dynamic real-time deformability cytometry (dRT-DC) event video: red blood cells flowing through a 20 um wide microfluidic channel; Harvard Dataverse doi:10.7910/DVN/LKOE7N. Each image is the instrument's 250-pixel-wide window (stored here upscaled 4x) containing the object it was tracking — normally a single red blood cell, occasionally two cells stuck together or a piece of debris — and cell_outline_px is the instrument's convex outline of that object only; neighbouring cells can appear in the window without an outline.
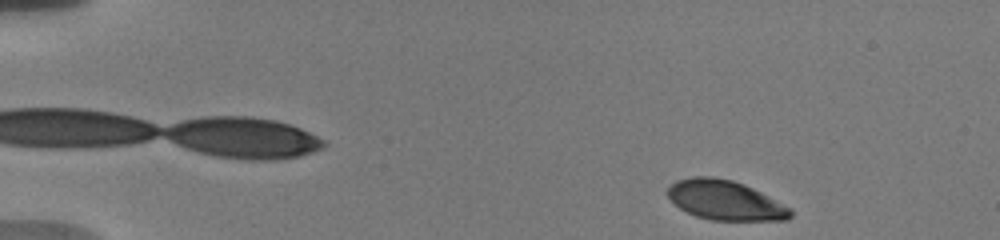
{"species": "human", "species_latin": "Homo sapiens", "temperature_condition": "warm", "stored_images_in_passage": 4, "camera_frame_rate_fps": 3000, "um_per_image_px": 0.085, "donor": {"sex": "male"}, "frame": {"image": 1, "passage_image": 2, "time_ms": 0.333, "image_size_px": [1000, 240], "cell_outline_px": [[788, 216], [712, 216], [676, 188], [680, 184], [692, 180], [720, 180], [736, 184], [752, 192], [788, 212]], "centroid_in_image_um": [61.91, 16.95], "position_along_channel_um": 23.1, "area_um2": 18.26}}